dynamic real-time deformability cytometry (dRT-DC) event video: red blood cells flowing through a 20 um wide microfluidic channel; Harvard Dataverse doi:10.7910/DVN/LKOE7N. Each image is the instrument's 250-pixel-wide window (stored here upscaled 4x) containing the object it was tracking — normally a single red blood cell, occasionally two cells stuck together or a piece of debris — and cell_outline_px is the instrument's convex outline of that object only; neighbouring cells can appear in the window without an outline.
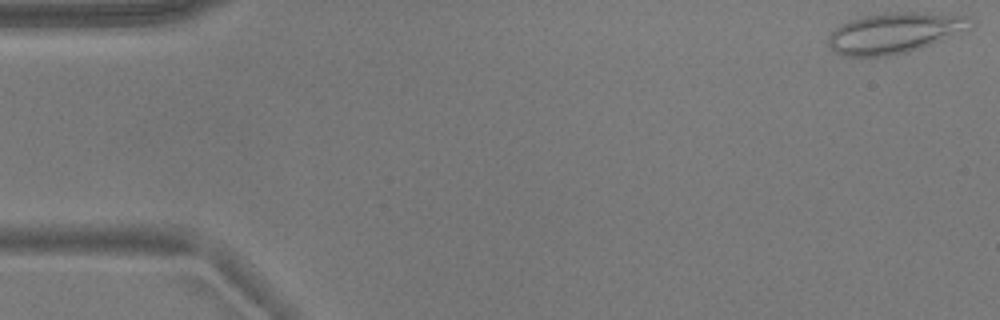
{"species": "common noctule bat (a hibernating species)", "species_latin": "Nyctalus noctula", "temperature_condition": "warm", "stored_images_in_passage": 52, "camera_frame_rate_fps": 3000, "um_per_image_px": 0.085, "animal": {"sex": "male", "body_mass_g": 17.9}, "frame": {"image": 1, "passage_image": 1, "time_ms": 0.0, "image_size_px": [1000, 320], "cell_outline_px": [[976, 24], [972, 28], [920, 48], [908, 52], [888, 56], [844, 56], [836, 52], [828, 44], [828, 36], [836, 28], [848, 20], [864, 16], [884, 12], [924, 12], [972, 16]], "centroid_in_image_um": [76.1, 2.77], "position_along_channel_um": 8.9, "area_um2": 33.93}}
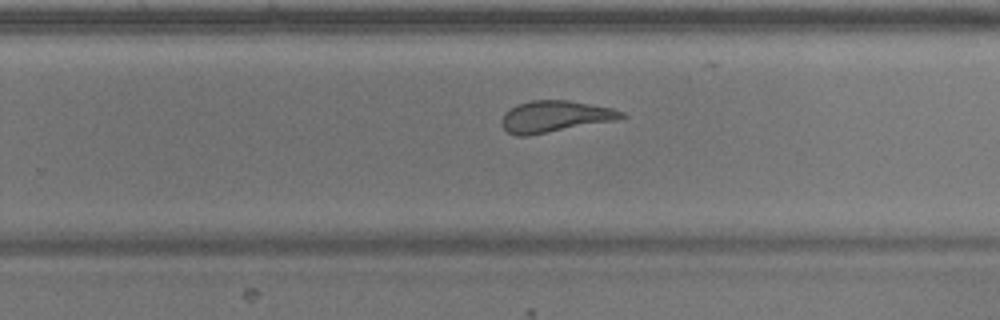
{"frame": {"image": 2, "passage_image": 33, "time_ms": 10.667, "image_size_px": [1000, 320], "cell_outline_px": [[628, 116], [616, 120], [528, 136], [516, 136], [508, 132], [500, 124], [500, 120], [504, 112], [516, 104], [532, 100], [568, 100], [612, 108], [624, 112]], "centroid_in_image_um": [47.13, 9.9], "position_along_channel_um": 282.7, "area_um2": 22.14}}
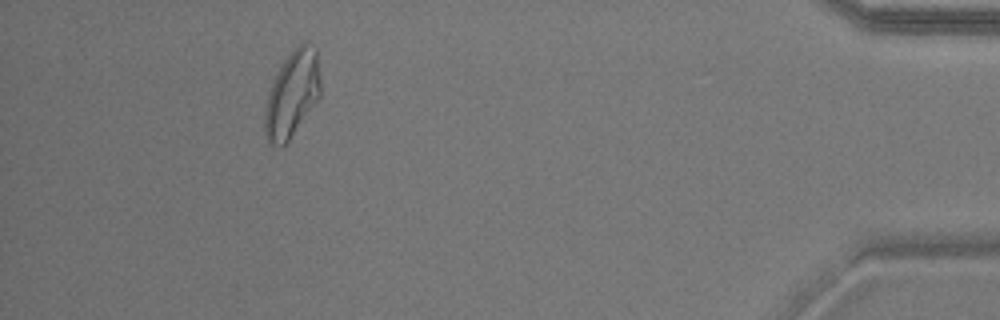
{"frame": {"image": 3, "passage_image": 48, "time_ms": 15.667, "image_size_px": [1000, 320], "cell_outline_px": [[320, 96], [288, 140], [280, 148], [272, 144], [268, 140], [264, 128], [264, 108], [268, 92], [272, 80], [284, 60], [292, 48], [304, 40], [308, 40], [316, 48], [320, 80]], "centroid_in_image_um": [24.82, 7.93], "position_along_channel_um": 410.4, "area_um2": 28.09}, "authors_computed_cell_mechanics": {"area_um2": 25.721, "velocity_mm_per_s": 3.7567, "shape_relaxation_time_tau1_ms": null, "shape_relaxation_time_tau2_ms": 1.3692, "deformation_change_tau1": null, "deformation_change_tau2": 0.0988}}